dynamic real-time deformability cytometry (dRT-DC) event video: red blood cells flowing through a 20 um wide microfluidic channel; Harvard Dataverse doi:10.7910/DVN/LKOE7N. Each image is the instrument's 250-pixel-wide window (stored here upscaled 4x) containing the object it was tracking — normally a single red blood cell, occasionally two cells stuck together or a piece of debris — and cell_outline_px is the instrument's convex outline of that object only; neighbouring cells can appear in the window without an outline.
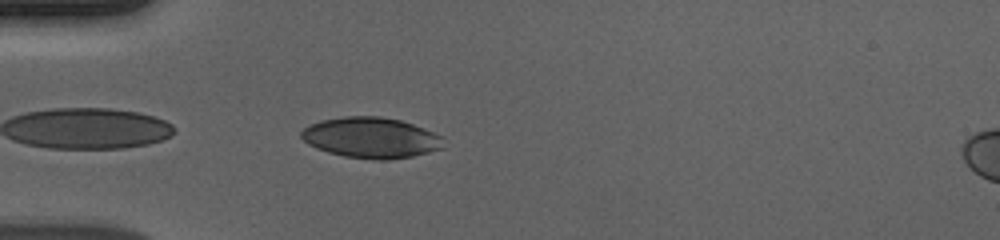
{"species": "human", "species_latin": "Homo sapiens", "temperature_condition": "cold", "stored_images_in_passage": 41, "camera_frame_rate_fps": 3000, "um_per_image_px": 0.085, "donor": {"sex": "male"}, "frame": {"image": 1, "passage_image": 2, "time_ms": 0.333, "image_size_px": [1000, 240], "cell_outline_px": [[444, 148], [412, 156], [388, 160], [372, 160], [344, 156], [328, 152], [316, 148], [308, 144], [300, 136], [300, 132], [308, 124], [320, 120], [344, 116], [380, 116], [400, 120], [424, 128], [444, 136]], "centroid_in_image_um": [31.54, 11.7], "position_along_channel_um": 53.5, "area_um2": 34.1}}
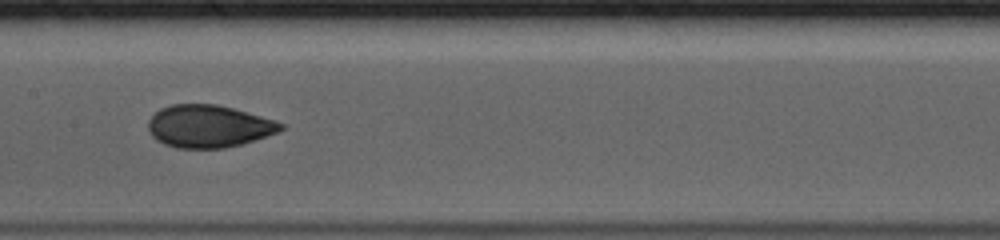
{"frame": {"image": 2, "passage_image": 14, "time_ms": 4.333, "image_size_px": [1000, 240], "cell_outline_px": [[284, 128], [280, 132], [240, 144], [224, 148], [176, 148], [164, 144], [156, 140], [152, 136], [148, 128], [148, 120], [160, 108], [172, 104], [216, 104], [232, 108], [276, 120], [284, 124]], "centroid_in_image_um": [17.74, 10.73], "position_along_channel_um": 189.7, "area_um2": 32.83}}
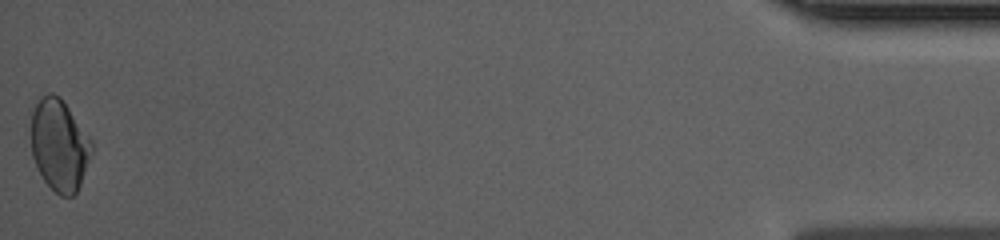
{"frame": {"image": 3, "passage_image": 41, "time_ms": 13.333, "image_size_px": [1000, 240], "cell_outline_px": [[92, 152], [80, 184], [76, 192], [72, 196], [60, 196], [44, 180], [32, 156], [28, 108], [40, 96], [48, 92], [52, 92], [60, 96], [92, 140]], "centroid_in_image_um": [4.98, 12.23], "position_along_channel_um": 430.2, "area_um2": 33.06}, "authors_computed_cell_mechanics": {"area_um2": 32.8304, "velocity_mm_per_s": 3.6923, "shape_relaxation_time_tau1_ms": 5.1009, "shape_relaxation_time_tau2_ms": 1.1469, "deformation_change_tau1": 0.1097, "deformation_change_tau2": 0.0523}}